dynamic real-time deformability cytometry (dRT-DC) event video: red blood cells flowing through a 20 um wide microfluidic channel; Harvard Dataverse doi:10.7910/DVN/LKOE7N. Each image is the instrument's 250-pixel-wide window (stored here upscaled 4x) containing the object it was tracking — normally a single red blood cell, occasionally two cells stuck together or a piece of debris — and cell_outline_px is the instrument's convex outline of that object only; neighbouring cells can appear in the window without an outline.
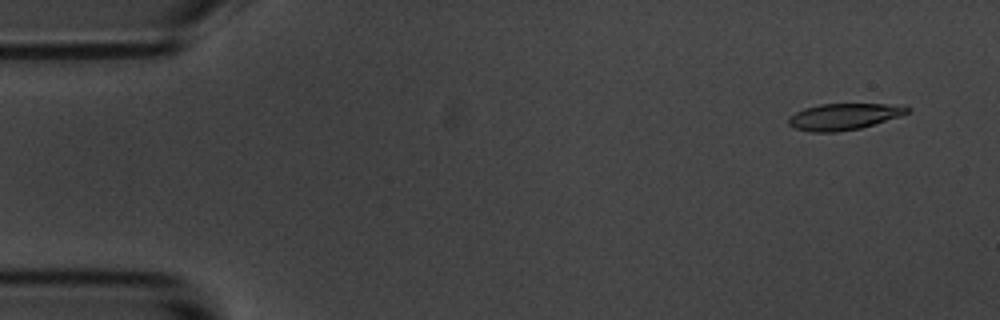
{"species": "common noctule bat (a hibernating species)", "species_latin": "Nyctalus noctula", "temperature_condition": "room temperature", "stored_images_in_passage": 8, "camera_frame_rate_fps": 3000, "um_per_image_px": 0.085, "animal": {"sex": "male", "body_mass_g": 20.1, "forearm_length_mm": 53.5}, "frame": {"image": 1, "passage_image": 2, "time_ms": 1.0, "image_size_px": [1000, 320], "cell_outline_px": [[912, 112], [900, 116], [860, 128], [836, 132], [812, 132], [796, 128], [788, 124], [788, 116], [804, 108], [820, 104], [884, 104], [912, 108]], "centroid_in_image_um": [71.71, 9.91], "position_along_channel_um": 13.3, "area_um2": 18.15}}
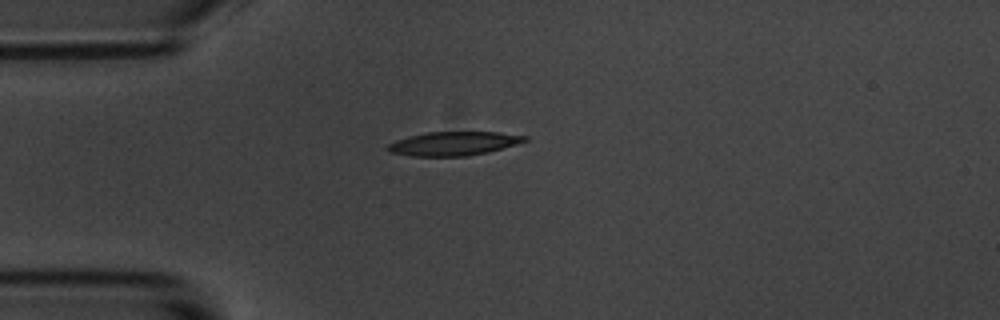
{"frame": {"image": 2, "passage_image": 5, "time_ms": 4.667, "image_size_px": [1000, 320], "cell_outline_px": [[528, 140], [516, 144], [488, 152], [468, 156], [412, 156], [388, 152], [384, 148], [388, 144], [396, 140], [408, 136], [428, 132], [500, 132], [528, 136]], "centroid_in_image_um": [38.53, 12.2], "position_along_channel_um": 46.5, "area_um2": 19.13}}
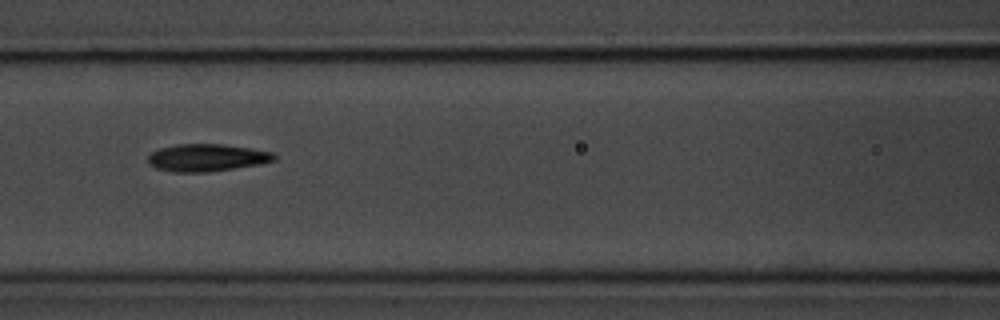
{"frame": {"image": 3, "passage_image": 8, "time_ms": 8.0, "image_size_px": [1000, 320], "cell_outline_px": [[276, 160], [260, 164], [208, 172], [172, 172], [156, 168], [148, 164], [148, 156], [152, 152], [160, 148], [176, 144], [220, 144], [252, 148], [272, 152], [276, 156]], "centroid_in_image_um": [17.57, 13.4], "position_along_channel_um": 149.0, "area_um2": 20.17}}